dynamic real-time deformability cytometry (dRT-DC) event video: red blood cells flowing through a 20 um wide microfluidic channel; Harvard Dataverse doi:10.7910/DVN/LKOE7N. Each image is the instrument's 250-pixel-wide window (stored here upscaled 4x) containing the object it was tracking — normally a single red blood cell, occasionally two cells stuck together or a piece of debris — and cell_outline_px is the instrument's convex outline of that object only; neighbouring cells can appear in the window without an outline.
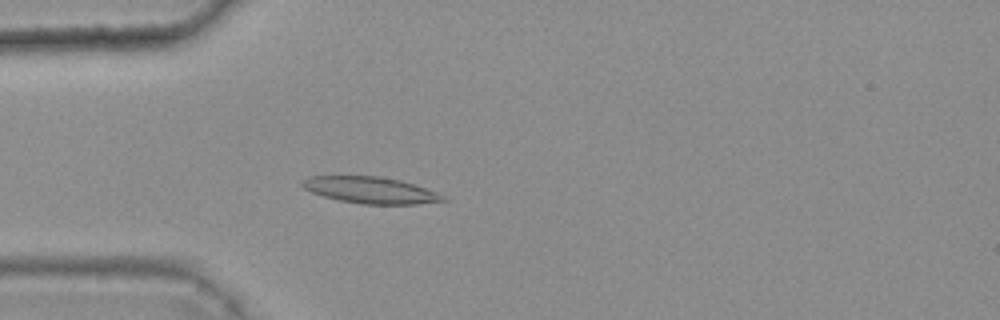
{"species": "common noctule bat (a hibernating species)", "species_latin": "Nyctalus noctula", "temperature_condition": "warm", "stored_images_in_passage": 34, "camera_frame_rate_fps": 3000, "um_per_image_px": 0.085, "animal": {"sex": "female", "body_mass_g": 25.1}, "frame": {"image": 1, "passage_image": 4, "time_ms": 1.0, "image_size_px": [1000, 320], "cell_outline_px": [[448, 200], [420, 204], [364, 204], [340, 200], [324, 196], [312, 192], [304, 188], [300, 184], [300, 180], [308, 176], [380, 176], [400, 180], [436, 192], [444, 196]], "centroid_in_image_um": [31.46, 16.15], "position_along_channel_um": 53.5, "area_um2": 21.62}}
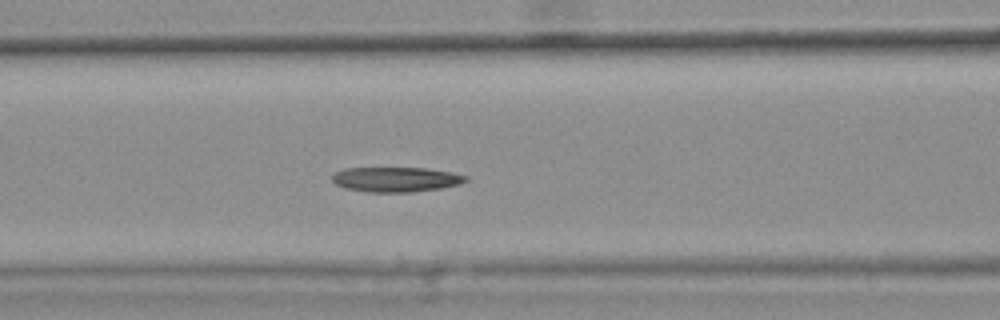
{"frame": {"image": 2, "passage_image": 11, "time_ms": 3.333, "image_size_px": [1000, 320], "cell_outline_px": [[468, 180], [460, 184], [440, 188], [412, 192], [368, 192], [344, 188], [336, 184], [332, 180], [332, 176], [336, 172], [344, 168], [424, 168], [452, 172], [468, 176]], "centroid_in_image_um": [33.66, 15.25], "position_along_channel_um": 132.9, "area_um2": 19.36}}
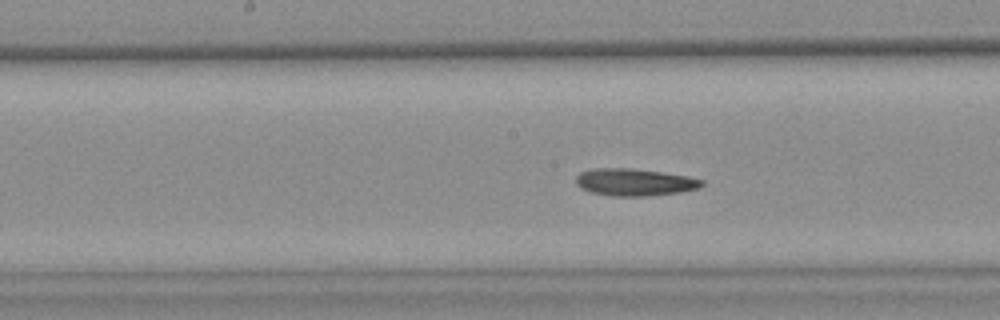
{"frame": {"image": 3, "passage_image": 16, "time_ms": 5.0, "image_size_px": [1000, 320], "cell_outline_px": [[704, 184], [700, 188], [680, 192], [648, 196], [612, 196], [592, 192], [580, 188], [576, 184], [576, 176], [580, 172], [592, 168], [632, 168], [688, 176], [704, 180]], "centroid_in_image_um": [53.93, 15.48], "position_along_channel_um": 194.3, "area_um2": 20.06}}